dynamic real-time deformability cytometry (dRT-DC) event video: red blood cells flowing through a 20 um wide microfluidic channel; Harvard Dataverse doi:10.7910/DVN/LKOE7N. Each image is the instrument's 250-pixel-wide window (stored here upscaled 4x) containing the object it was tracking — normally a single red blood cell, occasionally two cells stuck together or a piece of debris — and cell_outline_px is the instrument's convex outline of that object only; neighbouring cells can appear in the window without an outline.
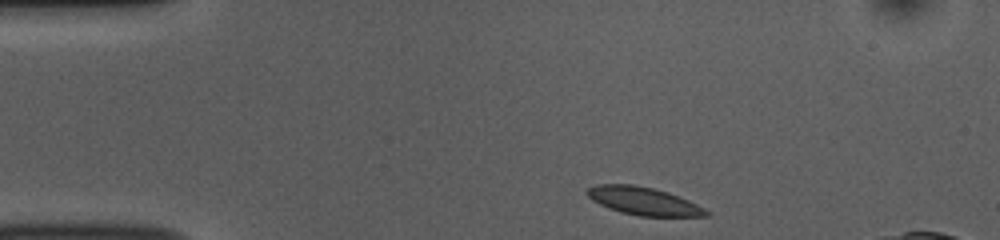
{"species": "common noctule bat (a hibernating species)", "species_latin": "Nyctalus noctula", "temperature_condition": "room temperature", "stored_images_in_passage": 45, "camera_frame_rate_fps": 3000, "um_per_image_px": 0.085, "animal": {"sex": "female", "body_mass_g": 10.0, "forearm_length_mm": 53.1}, "frame": {"image": 1, "passage_image": 1, "time_ms": 0.0, "image_size_px": [1000, 240], "cell_outline_px": [[712, 212], [708, 216], [640, 216], [620, 212], [608, 208], [592, 200], [584, 192], [588, 188], [596, 184], [636, 184], [668, 192], [688, 200]], "centroid_in_image_um": [54.69, 17.08], "position_along_channel_um": 30.3, "area_um2": 19.42}}
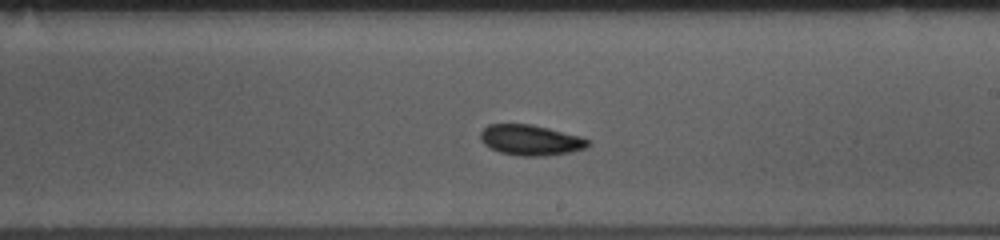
{"frame": {"image": 2, "passage_image": 22, "time_ms": 7.0, "image_size_px": [1000, 240], "cell_outline_px": [[592, 144], [588, 148], [572, 152], [544, 156], [520, 156], [500, 152], [484, 144], [480, 140], [480, 132], [488, 124], [532, 124], [580, 136], [592, 140]], "centroid_in_image_um": [45.16, 11.91], "position_along_channel_um": 243.8, "area_um2": 19.36}}
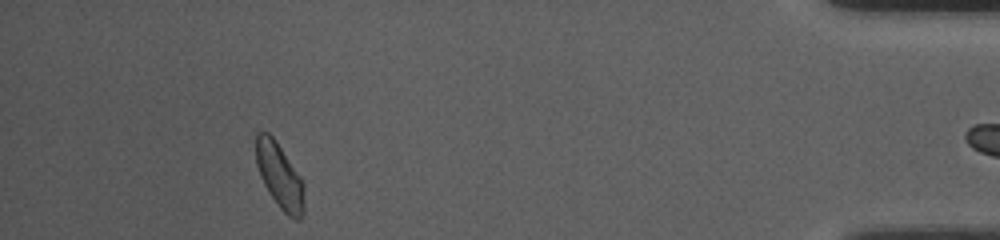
{"frame": {"image": 3, "passage_image": 40, "time_ms": 13.0, "image_size_px": [1000, 240], "cell_outline_px": [[304, 212], [300, 220], [292, 220], [280, 208], [268, 192], [260, 176], [256, 164], [256, 132], [268, 132], [276, 140], [300, 176], [304, 184]], "centroid_in_image_um": [23.78, 14.97], "position_along_channel_um": 411.4, "area_um2": 18.5}, "authors_computed_cell_mechanics": {"area_um2": 18.9006, "velocity_mm_per_s": 3.7712, "shape_relaxation_time_tau1_ms": 5.745, "shape_relaxation_time_tau2_ms": 1.9543, "deformation_change_tau1": 0.0974, "deformation_change_tau2": 0.0446}}